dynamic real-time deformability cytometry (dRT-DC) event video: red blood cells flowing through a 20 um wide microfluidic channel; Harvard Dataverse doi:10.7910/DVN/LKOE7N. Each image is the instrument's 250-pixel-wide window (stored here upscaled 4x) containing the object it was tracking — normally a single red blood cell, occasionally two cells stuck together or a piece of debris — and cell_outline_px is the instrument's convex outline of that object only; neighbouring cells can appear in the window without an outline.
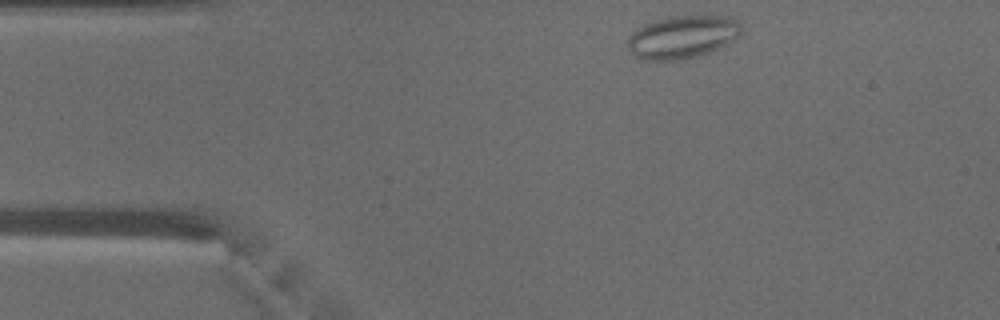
{"species": "common noctule bat (a hibernating species)", "species_latin": "Nyctalus noctula", "temperature_condition": "warm", "stored_images_in_passage": 31, "camera_frame_rate_fps": 3000, "um_per_image_px": 0.085, "animal": {"sex": "male", "body_mass_g": 18.8}, "frame": {"image": 1, "passage_image": 1, "time_ms": 0.0, "image_size_px": [1000, 320], "cell_outline_px": [[740, 36], [708, 52], [696, 56], [680, 60], [640, 60], [628, 52], [628, 36], [632, 32], [644, 24], [668, 16], [728, 16], [736, 20], [740, 24]], "centroid_in_image_um": [57.94, 3.14], "position_along_channel_um": 27.1, "area_um2": 28.26}}
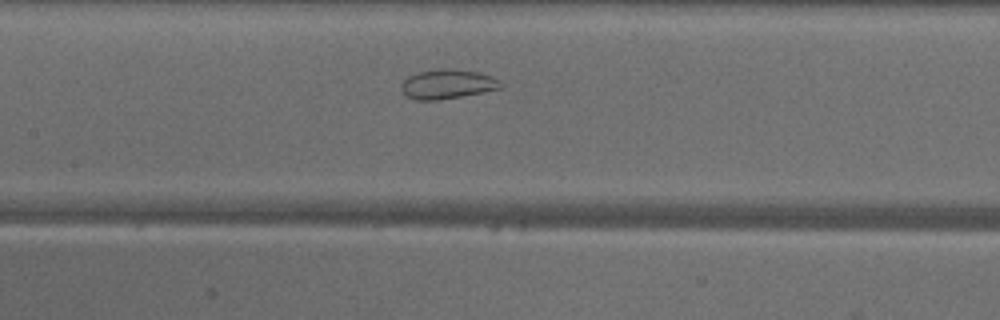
{"frame": {"image": 2, "passage_image": 15, "time_ms": 4.667, "image_size_px": [1000, 320], "cell_outline_px": [[504, 84], [500, 88], [484, 92], [440, 100], [416, 100], [404, 96], [400, 88], [400, 84], [408, 76], [420, 72], [440, 68], [448, 68], [476, 72], [492, 76]], "centroid_in_image_um": [37.99, 7.16], "position_along_channel_um": 169.4, "area_um2": 17.17}}
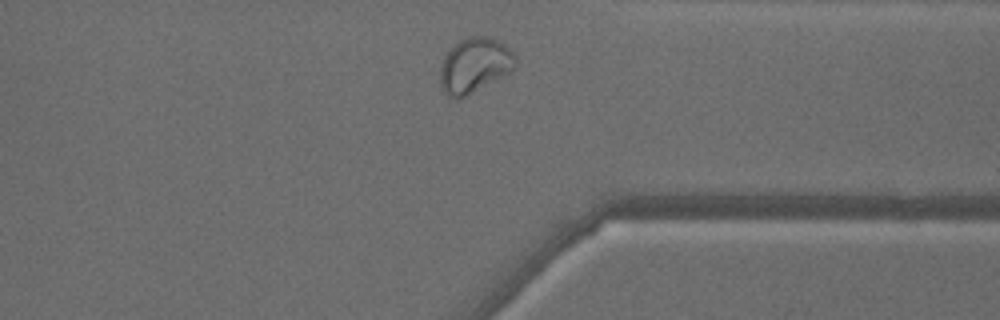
{"frame": {"image": 3, "passage_image": 30, "time_ms": 9.667, "image_size_px": [1000, 320], "cell_outline_px": [[516, 68], [464, 96], [456, 100], [452, 100], [444, 92], [440, 84], [440, 68], [444, 56], [460, 40], [468, 36], [488, 36], [504, 44], [516, 56]], "centroid_in_image_um": [40.32, 5.54], "position_along_channel_um": 371.1, "area_um2": 23.76}, "authors_computed_cell_mechanics": {"area_um2": 20.3456, "velocity_mm_per_s": 4.1106, "shape_relaxation_time_tau1_ms": null, "shape_relaxation_time_tau2_ms": 1.1021, "deformation_change_tau1": null, "deformation_change_tau2": 0.0623}}